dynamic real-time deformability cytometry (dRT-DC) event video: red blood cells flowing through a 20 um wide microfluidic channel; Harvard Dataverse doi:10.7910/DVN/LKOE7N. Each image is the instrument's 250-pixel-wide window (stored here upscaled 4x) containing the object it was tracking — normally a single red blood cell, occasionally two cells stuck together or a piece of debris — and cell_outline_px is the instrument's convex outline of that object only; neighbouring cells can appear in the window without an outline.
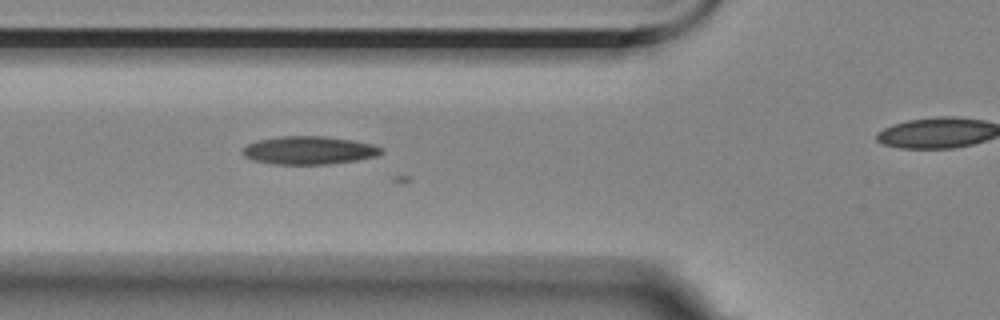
{"species": "Egyptian fruit bat (a non-hibernating species)", "species_latin": "Rousettus aegyptiacus", "temperature_condition": "room temperature", "stored_images_in_passage": 20, "camera_frame_rate_fps": 3000, "um_per_image_px": 0.085, "animal": {"sex": "female"}, "frame": {"image": 1, "passage_image": 12, "time_ms": 3.667, "image_size_px": [1000, 320], "cell_outline_px": [[384, 152], [376, 156], [356, 160], [328, 164], [276, 164], [256, 160], [244, 156], [240, 152], [240, 148], [256, 140], [276, 136], [324, 136], [352, 140], [372, 144], [384, 148]], "centroid_in_image_um": [26.25, 12.76], "position_along_channel_um": 99.6, "area_um2": 22.83}}
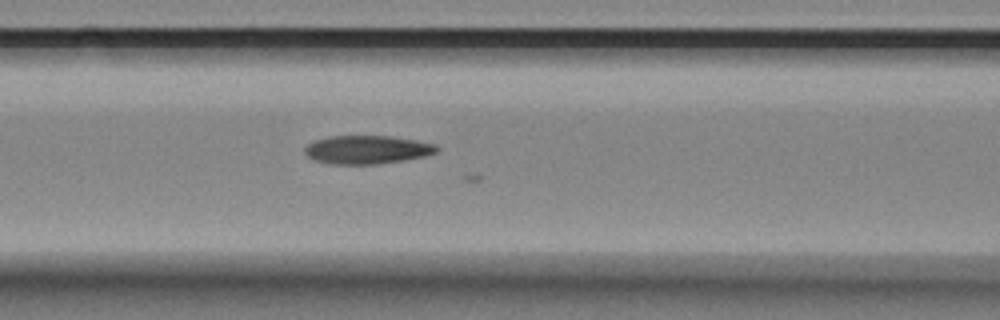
{"frame": {"image": 2, "passage_image": 15, "time_ms": 4.667, "image_size_px": [1000, 320], "cell_outline_px": [[440, 148], [436, 152], [424, 156], [404, 160], [376, 164], [328, 164], [312, 160], [304, 152], [304, 148], [308, 144], [316, 140], [328, 136], [388, 136], [416, 140], [436, 144]], "centroid_in_image_um": [31.18, 12.72], "position_along_channel_um": 135.4, "area_um2": 21.91}}